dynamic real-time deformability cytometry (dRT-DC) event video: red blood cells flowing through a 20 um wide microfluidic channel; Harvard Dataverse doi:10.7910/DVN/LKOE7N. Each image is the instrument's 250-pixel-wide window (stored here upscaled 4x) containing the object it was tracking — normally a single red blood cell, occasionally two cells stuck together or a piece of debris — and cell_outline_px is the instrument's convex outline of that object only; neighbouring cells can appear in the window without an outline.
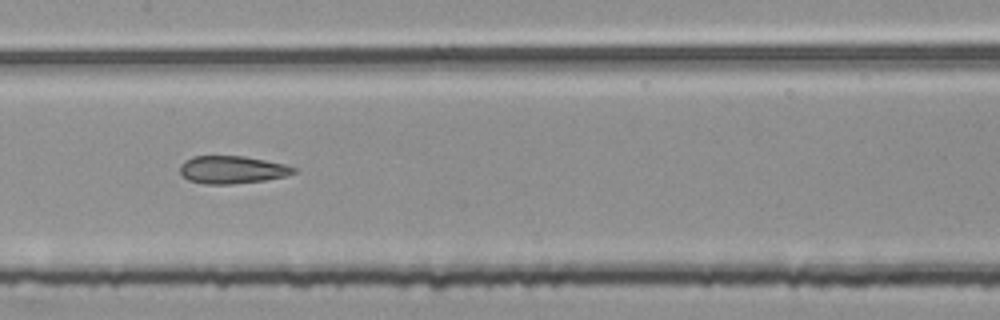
{"species": "common noctule bat (a hibernating species)", "species_latin": "Nyctalus noctula", "temperature_condition": "room temperature", "stored_images_in_passage": 54, "segment_of_instrument_passage": [2, 2], "camera_frame_rate_fps": 3000, "um_per_image_px": 0.085, "animal": {"sex": "female", "body_mass_g": 25.1}, "frame": {"image": 1, "passage_image": 27, "time_ms": 8.667, "image_size_px": [1000, 320], "cell_outline_px": [[296, 172], [284, 176], [264, 180], [232, 184], [204, 184], [188, 180], [180, 172], [180, 164], [184, 160], [192, 156], [244, 156], [284, 164], [296, 168]], "centroid_in_image_um": [19.69, 14.42], "position_along_channel_um": 187.7, "area_um2": 18.26}}
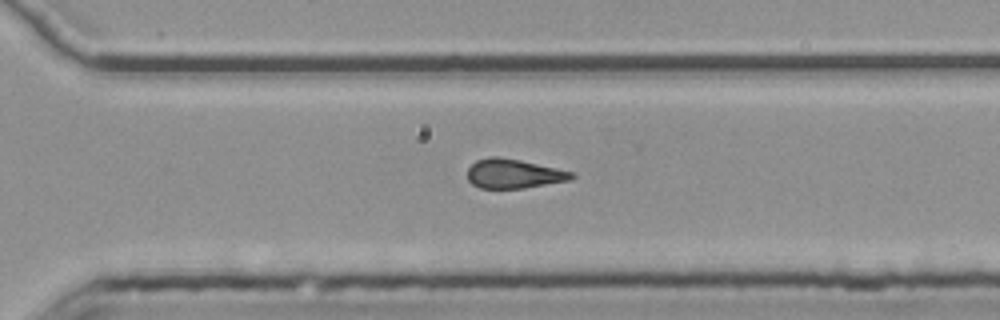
{"frame": {"image": 2, "passage_image": 38, "time_ms": 12.333, "image_size_px": [1000, 320], "cell_outline_px": [[576, 176], [568, 180], [524, 188], [480, 188], [472, 184], [468, 180], [468, 168], [476, 160], [488, 156], [500, 156], [520, 160], [576, 172]], "centroid_in_image_um": [43.66, 14.75], "position_along_channel_um": 326.9, "area_um2": 17.86}}
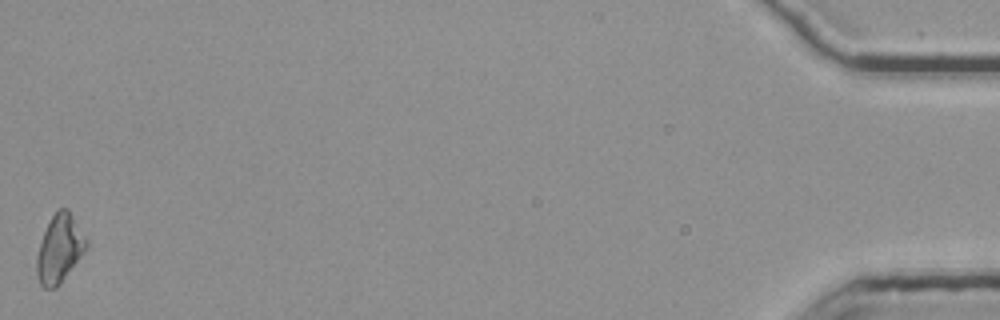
{"frame": {"image": 3, "passage_image": 54, "time_ms": 17.667, "image_size_px": [1000, 320], "cell_outline_px": [[88, 248], [60, 284], [56, 288], [44, 288], [40, 284], [36, 276], [36, 256], [44, 232], [52, 216], [60, 208], [68, 208], [88, 240]], "centroid_in_image_um": [5.07, 21.16], "position_along_channel_um": 430.1, "area_um2": 19.71}}